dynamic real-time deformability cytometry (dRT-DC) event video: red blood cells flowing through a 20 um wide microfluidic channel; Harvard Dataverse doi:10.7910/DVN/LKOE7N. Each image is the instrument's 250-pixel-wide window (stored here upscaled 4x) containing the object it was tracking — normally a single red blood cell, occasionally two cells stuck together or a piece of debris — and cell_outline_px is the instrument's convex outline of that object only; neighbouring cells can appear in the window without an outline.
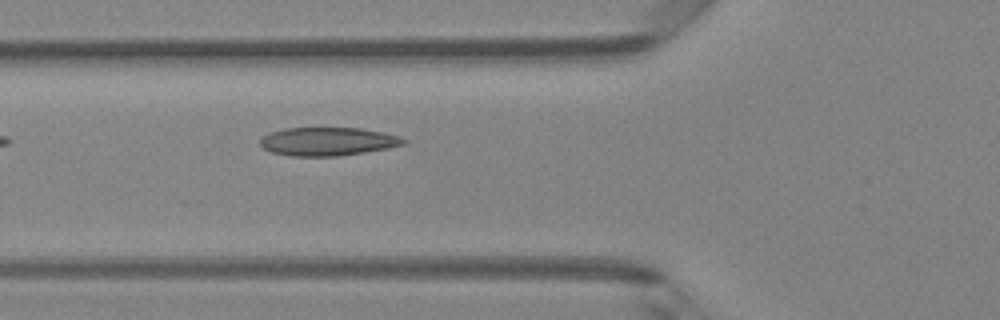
{"species": "Egyptian fruit bat (a non-hibernating species)", "species_latin": "Rousettus aegyptiacus", "temperature_condition": "room temperature", "stored_images_in_passage": 5, "camera_frame_rate_fps": 3000, "um_per_image_px": 0.085, "animal": {"sex": "female"}, "frame": {"image": 1, "passage_image": 5, "time_ms": 1.333, "image_size_px": [1000, 320], "cell_outline_px": [[408, 140], [404, 144], [388, 148], [340, 156], [292, 156], [272, 152], [264, 148], [260, 144], [260, 136], [284, 128], [360, 128], [384, 132], [400, 136]], "centroid_in_image_um": [27.87, 12.02], "position_along_channel_um": 97.9, "area_um2": 23.76}}